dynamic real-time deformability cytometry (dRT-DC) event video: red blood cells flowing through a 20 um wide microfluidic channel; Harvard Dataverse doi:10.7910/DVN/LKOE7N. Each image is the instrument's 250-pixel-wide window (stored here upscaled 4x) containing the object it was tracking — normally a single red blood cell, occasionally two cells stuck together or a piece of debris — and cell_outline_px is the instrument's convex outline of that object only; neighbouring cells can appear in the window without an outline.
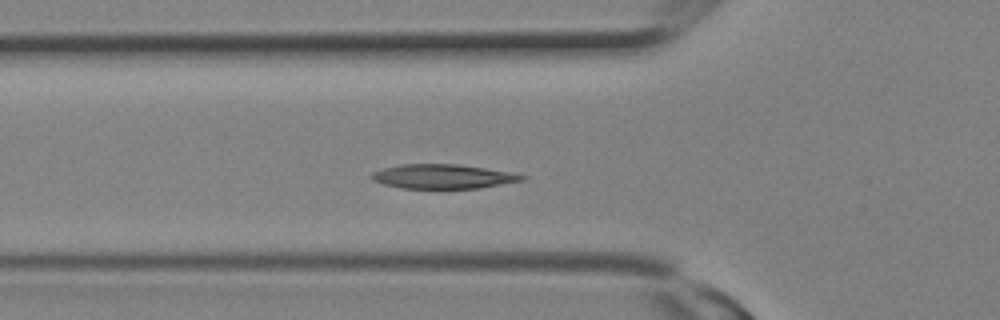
{"species": "Egyptian fruit bat (a non-hibernating species)", "species_latin": "Rousettus aegyptiacus", "temperature_condition": "room temperature", "stored_images_in_passage": 9, "camera_frame_rate_fps": 3000, "um_per_image_px": 0.085, "animal": {"sex": "female"}, "frame": {"image": 1, "passage_image": 7, "time_ms": 2.0, "image_size_px": [1000, 320], "cell_outline_px": [[528, 176], [524, 180], [480, 188], [400, 188], [384, 184], [372, 180], [372, 172], [380, 168], [400, 164], [456, 164], [512, 172]], "centroid_in_image_um": [37.64, 14.99], "position_along_channel_um": 88.2, "area_um2": 21.33}}
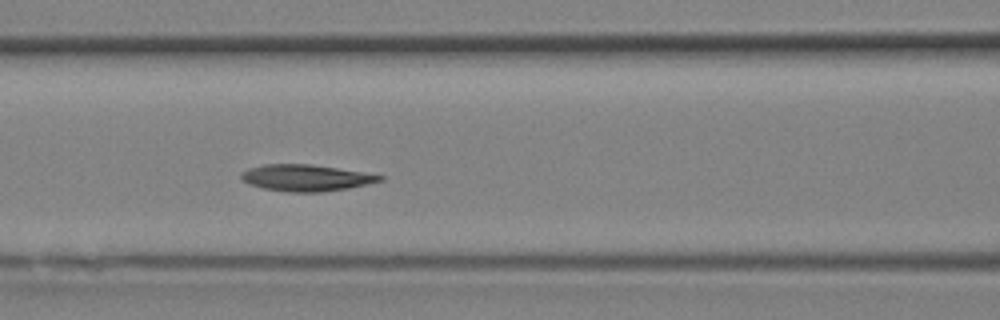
{"frame": {"image": 2, "passage_image": 9, "time_ms": 2.667, "image_size_px": [1000, 320], "cell_outline_px": [[384, 180], [368, 184], [348, 188], [324, 192], [288, 192], [264, 188], [248, 184], [240, 176], [248, 168], [264, 164], [308, 164], [336, 168], [384, 176]], "centroid_in_image_um": [26.0, 15.12], "position_along_channel_um": 140.6, "area_um2": 21.15}}